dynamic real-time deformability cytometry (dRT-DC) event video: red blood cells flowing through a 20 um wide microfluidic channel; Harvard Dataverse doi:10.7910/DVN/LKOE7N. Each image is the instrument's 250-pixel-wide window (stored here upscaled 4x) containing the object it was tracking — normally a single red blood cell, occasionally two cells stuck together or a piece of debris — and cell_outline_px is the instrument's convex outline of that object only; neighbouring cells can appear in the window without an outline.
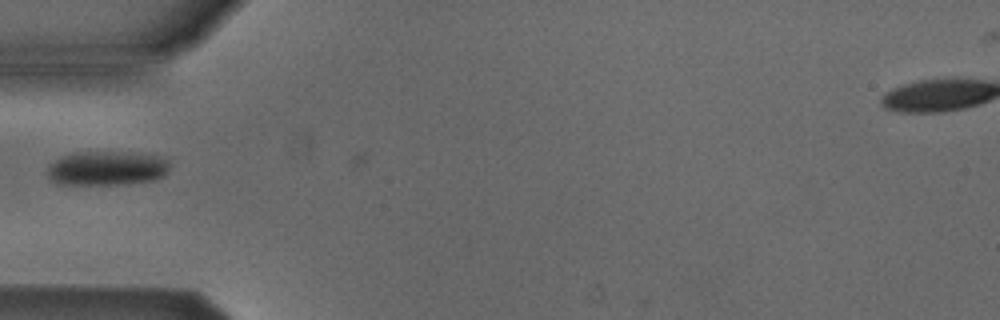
{"species": "Egyptian fruit bat (a non-hibernating species)", "species_latin": "Rousettus aegyptiacus", "temperature_condition": "cold", "stored_images_in_passage": 3, "camera_frame_rate_fps": 3000, "um_per_image_px": 0.085, "animal": {"sex": "male"}, "frame": {"image": 1, "passage_image": 1, "time_ms": 0.0, "image_size_px": [1000, 320], "cell_outline_px": [[168, 172], [164, 176], [156, 180], [116, 184], [56, 184], [48, 180], [48, 168], [60, 156], [72, 152], [132, 152], [156, 156], [168, 160]], "centroid_in_image_um": [9.06, 14.3], "position_along_channel_um": 75.9, "area_um2": 24.51}}